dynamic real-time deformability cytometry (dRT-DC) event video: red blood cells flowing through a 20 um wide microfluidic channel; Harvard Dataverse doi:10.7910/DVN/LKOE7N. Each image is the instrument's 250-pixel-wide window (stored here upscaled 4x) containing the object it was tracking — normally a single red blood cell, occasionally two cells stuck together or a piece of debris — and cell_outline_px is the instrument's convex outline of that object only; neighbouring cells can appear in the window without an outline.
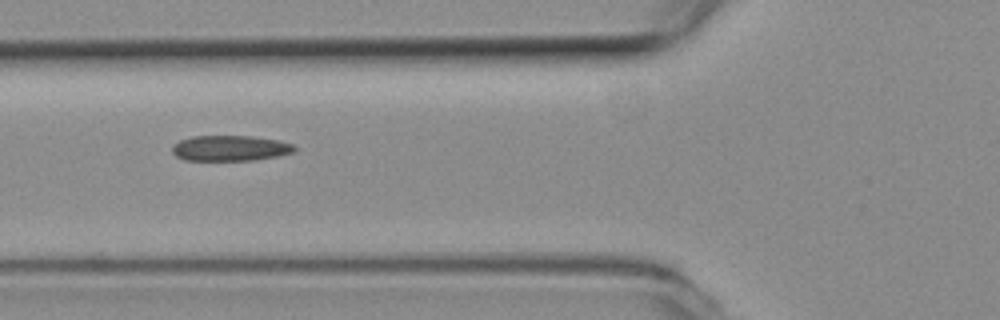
{"species": "common noctule bat (a hibernating species)", "species_latin": "Nyctalus noctula", "temperature_condition": "room temperature", "stored_images_in_passage": 3, "camera_frame_rate_fps": 3000, "um_per_image_px": 0.085, "animal": {"sex": "female", "body_mass_g": 19.3, "forearm_length_mm": 54.1}, "frame": {"image": 1, "passage_image": 2, "time_ms": 0.333, "image_size_px": [1000, 320], "cell_outline_px": [[296, 148], [292, 152], [276, 156], [252, 160], [184, 160], [176, 156], [172, 152], [172, 144], [180, 140], [192, 136], [252, 136], [280, 140], [292, 144]], "centroid_in_image_um": [19.52, 12.59], "position_along_channel_um": 106.3, "area_um2": 18.15}}
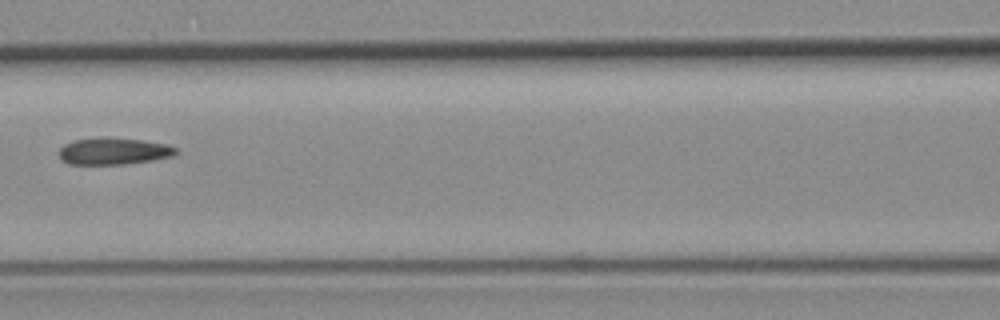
{"frame": {"image": 2, "passage_image": 3, "time_ms": 0.667, "image_size_px": [1000, 320], "cell_outline_px": [[180, 152], [176, 156], [152, 160], [124, 164], [68, 164], [60, 160], [60, 148], [64, 144], [76, 140], [140, 140], [168, 144], [176, 148]], "centroid_in_image_um": [9.73, 12.9], "position_along_channel_um": 156.9, "area_um2": 17.57}}